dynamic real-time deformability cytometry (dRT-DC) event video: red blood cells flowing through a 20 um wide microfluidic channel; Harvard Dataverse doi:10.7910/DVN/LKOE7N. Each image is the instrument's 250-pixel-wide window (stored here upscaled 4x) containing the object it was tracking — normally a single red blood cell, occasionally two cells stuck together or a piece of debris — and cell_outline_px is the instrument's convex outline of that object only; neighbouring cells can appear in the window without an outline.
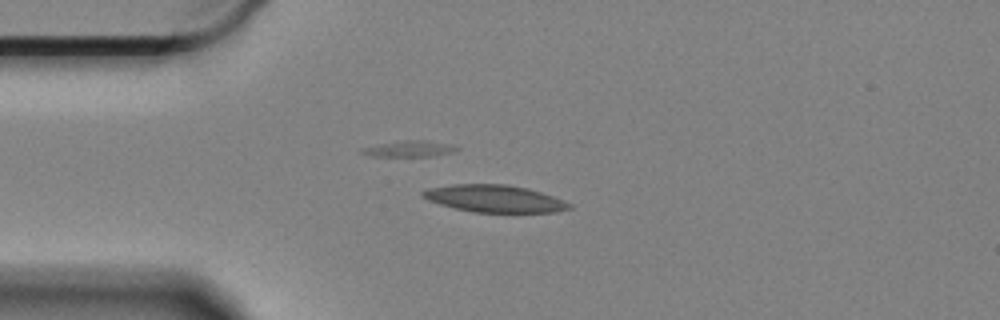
{"species": "Egyptian fruit bat (a non-hibernating species)", "species_latin": "Rousettus aegyptiacus", "temperature_condition": "cold", "stored_images_in_passage": 47, "camera_frame_rate_fps": 3000, "um_per_image_px": 0.085, "animal": {"sex": "female"}, "frame": {"image": 1, "passage_image": 1, "time_ms": 0.0, "image_size_px": [1000, 320], "cell_outline_px": [[572, 208], [556, 212], [472, 212], [452, 208], [428, 200], [420, 196], [420, 192], [428, 188], [452, 184], [504, 184], [524, 188], [540, 192], [552, 196], [572, 204]], "centroid_in_image_um": [41.97, 16.88], "position_along_channel_um": 43.0, "area_um2": 23.18}}
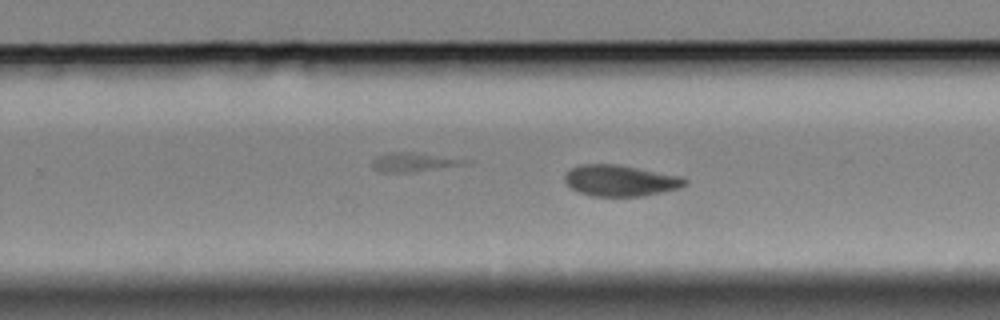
{"frame": {"image": 2, "passage_image": 24, "time_ms": 7.667, "image_size_px": [1000, 320], "cell_outline_px": [[688, 184], [680, 188], [640, 196], [592, 196], [580, 192], [572, 188], [564, 180], [564, 176], [572, 168], [580, 164], [616, 164], [684, 176], [688, 180]], "centroid_in_image_um": [52.78, 15.34], "position_along_channel_um": 277.0, "area_um2": 21.79}}
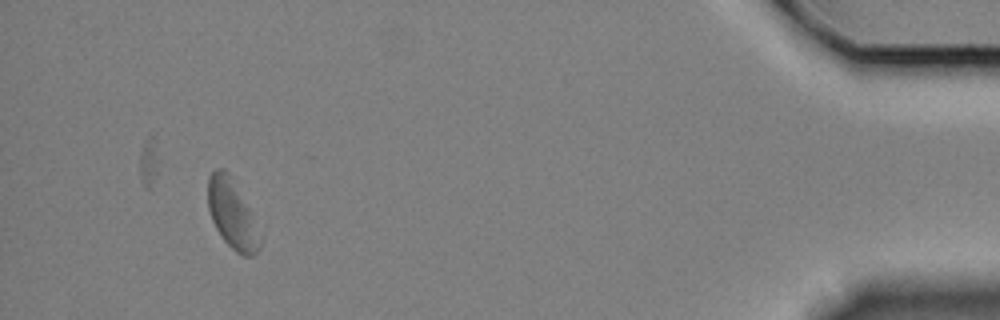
{"frame": {"image": 3, "passage_image": 43, "time_ms": 14.0, "image_size_px": [1000, 320], "cell_outline_px": [[264, 236], [260, 248], [252, 256], [244, 256], [236, 252], [220, 236], [212, 220], [208, 208], [208, 176], [216, 168], [224, 168], [228, 172]], "centroid_in_image_um": [19.76, 18.24], "position_along_channel_um": 415.4, "area_um2": 20.98}, "authors_computed_cell_mechanics": {"area_um2": 21.7906, "velocity_mm_per_s": 3.2687, "shape_relaxation_time_tau1_ms": 9.4735, "shape_relaxation_time_tau2_ms": 4.7832, "deformation_change_tau1": 0.1574, "deformation_change_tau2": 0.0812}}